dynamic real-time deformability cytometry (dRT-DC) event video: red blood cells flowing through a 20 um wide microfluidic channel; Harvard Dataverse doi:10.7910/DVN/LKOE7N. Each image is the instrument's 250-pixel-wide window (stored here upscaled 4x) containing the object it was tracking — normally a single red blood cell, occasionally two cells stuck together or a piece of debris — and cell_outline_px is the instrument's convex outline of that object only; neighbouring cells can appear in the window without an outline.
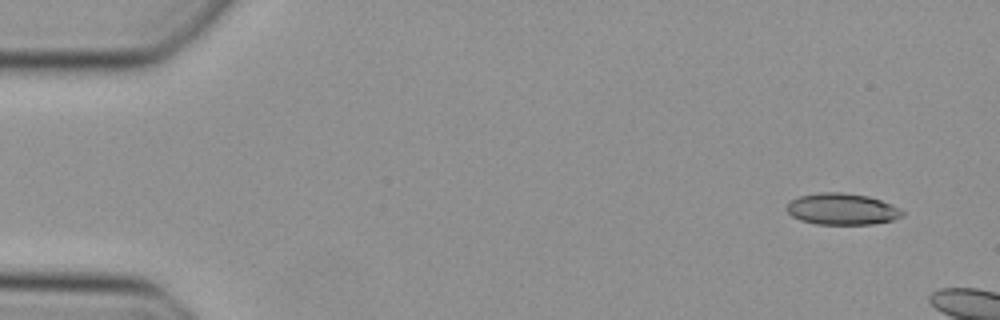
{"species": "Egyptian fruit bat (a non-hibernating species)", "species_latin": "Rousettus aegyptiacus", "temperature_condition": "cold", "stored_images_in_passage": 6, "camera_frame_rate_fps": 3000, "um_per_image_px": 0.085, "animal": {"sex": "female"}, "frame": {"image": 1, "passage_image": 1, "time_ms": 0.0, "image_size_px": [1000, 320], "cell_outline_px": [[904, 216], [892, 220], [872, 224], [816, 224], [800, 220], [792, 216], [788, 212], [788, 204], [792, 200], [800, 196], [820, 192], [840, 192], [868, 196], [880, 200], [904, 212]], "centroid_in_image_um": [71.56, 17.78], "position_along_channel_um": 13.4, "area_um2": 20.87}}